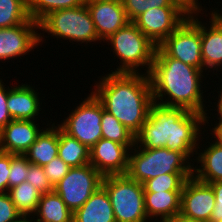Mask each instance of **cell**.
<instances>
[{"label": "cell", "mask_w": 222, "mask_h": 222, "mask_svg": "<svg viewBox=\"0 0 222 222\" xmlns=\"http://www.w3.org/2000/svg\"><path fill=\"white\" fill-rule=\"evenodd\" d=\"M182 7H184L190 14L192 13H201L202 6L198 3V0H174Z\"/></svg>", "instance_id": "obj_38"}, {"label": "cell", "mask_w": 222, "mask_h": 222, "mask_svg": "<svg viewBox=\"0 0 222 222\" xmlns=\"http://www.w3.org/2000/svg\"><path fill=\"white\" fill-rule=\"evenodd\" d=\"M133 148L129 151L126 174L141 184L164 174L193 173L194 165L180 152L167 148H140L136 143Z\"/></svg>", "instance_id": "obj_4"}, {"label": "cell", "mask_w": 222, "mask_h": 222, "mask_svg": "<svg viewBox=\"0 0 222 222\" xmlns=\"http://www.w3.org/2000/svg\"><path fill=\"white\" fill-rule=\"evenodd\" d=\"M163 222H193V221H188V220H184V219H181V218H176V219L166 220V221H163Z\"/></svg>", "instance_id": "obj_42"}, {"label": "cell", "mask_w": 222, "mask_h": 222, "mask_svg": "<svg viewBox=\"0 0 222 222\" xmlns=\"http://www.w3.org/2000/svg\"><path fill=\"white\" fill-rule=\"evenodd\" d=\"M35 222H72L73 212L66 206L61 197L55 192L41 194Z\"/></svg>", "instance_id": "obj_23"}, {"label": "cell", "mask_w": 222, "mask_h": 222, "mask_svg": "<svg viewBox=\"0 0 222 222\" xmlns=\"http://www.w3.org/2000/svg\"><path fill=\"white\" fill-rule=\"evenodd\" d=\"M58 143L59 126L53 123L51 127L44 128L24 155L31 164L43 167L58 156Z\"/></svg>", "instance_id": "obj_21"}, {"label": "cell", "mask_w": 222, "mask_h": 222, "mask_svg": "<svg viewBox=\"0 0 222 222\" xmlns=\"http://www.w3.org/2000/svg\"><path fill=\"white\" fill-rule=\"evenodd\" d=\"M193 176V173H169L147 180L144 192H167L182 191L186 180Z\"/></svg>", "instance_id": "obj_29"}, {"label": "cell", "mask_w": 222, "mask_h": 222, "mask_svg": "<svg viewBox=\"0 0 222 222\" xmlns=\"http://www.w3.org/2000/svg\"><path fill=\"white\" fill-rule=\"evenodd\" d=\"M213 11H214V12H213ZM213 11H211V12H212L211 14H215V15H220V16H222V14L219 13L220 10H216V11H215V9H214ZM221 13H222V11H221Z\"/></svg>", "instance_id": "obj_43"}, {"label": "cell", "mask_w": 222, "mask_h": 222, "mask_svg": "<svg viewBox=\"0 0 222 222\" xmlns=\"http://www.w3.org/2000/svg\"><path fill=\"white\" fill-rule=\"evenodd\" d=\"M203 72L194 66L169 57L157 46L152 69L148 74L154 102L201 113L205 116V125L208 124L210 117L206 116L208 113L204 110V92L201 90Z\"/></svg>", "instance_id": "obj_3"}, {"label": "cell", "mask_w": 222, "mask_h": 222, "mask_svg": "<svg viewBox=\"0 0 222 222\" xmlns=\"http://www.w3.org/2000/svg\"><path fill=\"white\" fill-rule=\"evenodd\" d=\"M221 88H222V86H221ZM220 92V94L218 95V103L216 104L217 106V110L216 111H218V115L220 116V117H218V120H219V123H216V124H222V89H221V91H218V93Z\"/></svg>", "instance_id": "obj_40"}, {"label": "cell", "mask_w": 222, "mask_h": 222, "mask_svg": "<svg viewBox=\"0 0 222 222\" xmlns=\"http://www.w3.org/2000/svg\"><path fill=\"white\" fill-rule=\"evenodd\" d=\"M85 3L100 40L105 41L130 22L122 1H85Z\"/></svg>", "instance_id": "obj_15"}, {"label": "cell", "mask_w": 222, "mask_h": 222, "mask_svg": "<svg viewBox=\"0 0 222 222\" xmlns=\"http://www.w3.org/2000/svg\"><path fill=\"white\" fill-rule=\"evenodd\" d=\"M11 222H35V220L33 218L30 219V215H21Z\"/></svg>", "instance_id": "obj_41"}, {"label": "cell", "mask_w": 222, "mask_h": 222, "mask_svg": "<svg viewBox=\"0 0 222 222\" xmlns=\"http://www.w3.org/2000/svg\"><path fill=\"white\" fill-rule=\"evenodd\" d=\"M39 23L31 18L23 24L0 29V60H9L27 55L42 42V36L37 33Z\"/></svg>", "instance_id": "obj_13"}, {"label": "cell", "mask_w": 222, "mask_h": 222, "mask_svg": "<svg viewBox=\"0 0 222 222\" xmlns=\"http://www.w3.org/2000/svg\"><path fill=\"white\" fill-rule=\"evenodd\" d=\"M39 29L57 39L63 38L81 44L100 41L86 3L50 12L39 22Z\"/></svg>", "instance_id": "obj_7"}, {"label": "cell", "mask_w": 222, "mask_h": 222, "mask_svg": "<svg viewBox=\"0 0 222 222\" xmlns=\"http://www.w3.org/2000/svg\"><path fill=\"white\" fill-rule=\"evenodd\" d=\"M3 83L2 79H0V131L13 120L7 108L9 86L8 88L5 87Z\"/></svg>", "instance_id": "obj_36"}, {"label": "cell", "mask_w": 222, "mask_h": 222, "mask_svg": "<svg viewBox=\"0 0 222 222\" xmlns=\"http://www.w3.org/2000/svg\"><path fill=\"white\" fill-rule=\"evenodd\" d=\"M102 186L109 195L116 222H148L143 184L124 174L104 176Z\"/></svg>", "instance_id": "obj_6"}, {"label": "cell", "mask_w": 222, "mask_h": 222, "mask_svg": "<svg viewBox=\"0 0 222 222\" xmlns=\"http://www.w3.org/2000/svg\"><path fill=\"white\" fill-rule=\"evenodd\" d=\"M102 138L125 145L129 150L135 146V135L121 124L102 104Z\"/></svg>", "instance_id": "obj_26"}, {"label": "cell", "mask_w": 222, "mask_h": 222, "mask_svg": "<svg viewBox=\"0 0 222 222\" xmlns=\"http://www.w3.org/2000/svg\"><path fill=\"white\" fill-rule=\"evenodd\" d=\"M26 182L31 183L41 194L54 191V187L49 182L43 167L34 165L29 162V174Z\"/></svg>", "instance_id": "obj_32"}, {"label": "cell", "mask_w": 222, "mask_h": 222, "mask_svg": "<svg viewBox=\"0 0 222 222\" xmlns=\"http://www.w3.org/2000/svg\"><path fill=\"white\" fill-rule=\"evenodd\" d=\"M21 216L8 192L0 194V222H11Z\"/></svg>", "instance_id": "obj_34"}, {"label": "cell", "mask_w": 222, "mask_h": 222, "mask_svg": "<svg viewBox=\"0 0 222 222\" xmlns=\"http://www.w3.org/2000/svg\"><path fill=\"white\" fill-rule=\"evenodd\" d=\"M8 194L21 215L33 216L40 201L41 193L31 183L25 181L10 188Z\"/></svg>", "instance_id": "obj_25"}, {"label": "cell", "mask_w": 222, "mask_h": 222, "mask_svg": "<svg viewBox=\"0 0 222 222\" xmlns=\"http://www.w3.org/2000/svg\"><path fill=\"white\" fill-rule=\"evenodd\" d=\"M105 41L110 42L113 54L121 60V65L113 73H140L139 66L147 68L144 74L150 73L157 46L133 22L117 30Z\"/></svg>", "instance_id": "obj_5"}, {"label": "cell", "mask_w": 222, "mask_h": 222, "mask_svg": "<svg viewBox=\"0 0 222 222\" xmlns=\"http://www.w3.org/2000/svg\"><path fill=\"white\" fill-rule=\"evenodd\" d=\"M192 13L159 47L169 56L204 70L201 53V21Z\"/></svg>", "instance_id": "obj_9"}, {"label": "cell", "mask_w": 222, "mask_h": 222, "mask_svg": "<svg viewBox=\"0 0 222 222\" xmlns=\"http://www.w3.org/2000/svg\"><path fill=\"white\" fill-rule=\"evenodd\" d=\"M103 177L90 163L70 168L64 178L54 187V191L74 212L102 186Z\"/></svg>", "instance_id": "obj_10"}, {"label": "cell", "mask_w": 222, "mask_h": 222, "mask_svg": "<svg viewBox=\"0 0 222 222\" xmlns=\"http://www.w3.org/2000/svg\"><path fill=\"white\" fill-rule=\"evenodd\" d=\"M85 1H122V0H85Z\"/></svg>", "instance_id": "obj_44"}, {"label": "cell", "mask_w": 222, "mask_h": 222, "mask_svg": "<svg viewBox=\"0 0 222 222\" xmlns=\"http://www.w3.org/2000/svg\"><path fill=\"white\" fill-rule=\"evenodd\" d=\"M29 19L27 0H0V29L23 24Z\"/></svg>", "instance_id": "obj_27"}, {"label": "cell", "mask_w": 222, "mask_h": 222, "mask_svg": "<svg viewBox=\"0 0 222 222\" xmlns=\"http://www.w3.org/2000/svg\"><path fill=\"white\" fill-rule=\"evenodd\" d=\"M58 156L70 167H81L90 162V149L59 127Z\"/></svg>", "instance_id": "obj_24"}, {"label": "cell", "mask_w": 222, "mask_h": 222, "mask_svg": "<svg viewBox=\"0 0 222 222\" xmlns=\"http://www.w3.org/2000/svg\"><path fill=\"white\" fill-rule=\"evenodd\" d=\"M215 206V195L210 184L188 178L181 192L178 218L193 222H210Z\"/></svg>", "instance_id": "obj_12"}, {"label": "cell", "mask_w": 222, "mask_h": 222, "mask_svg": "<svg viewBox=\"0 0 222 222\" xmlns=\"http://www.w3.org/2000/svg\"><path fill=\"white\" fill-rule=\"evenodd\" d=\"M209 142V146L205 147L197 156V163L201 166L193 167V176L204 183H212L222 181V145L215 140Z\"/></svg>", "instance_id": "obj_22"}, {"label": "cell", "mask_w": 222, "mask_h": 222, "mask_svg": "<svg viewBox=\"0 0 222 222\" xmlns=\"http://www.w3.org/2000/svg\"><path fill=\"white\" fill-rule=\"evenodd\" d=\"M202 125H205V116L201 113L153 102L135 143L140 148L177 151L189 160L194 152L198 155Z\"/></svg>", "instance_id": "obj_1"}, {"label": "cell", "mask_w": 222, "mask_h": 222, "mask_svg": "<svg viewBox=\"0 0 222 222\" xmlns=\"http://www.w3.org/2000/svg\"><path fill=\"white\" fill-rule=\"evenodd\" d=\"M210 15V28L201 22V53L205 71L222 67V16Z\"/></svg>", "instance_id": "obj_18"}, {"label": "cell", "mask_w": 222, "mask_h": 222, "mask_svg": "<svg viewBox=\"0 0 222 222\" xmlns=\"http://www.w3.org/2000/svg\"><path fill=\"white\" fill-rule=\"evenodd\" d=\"M216 125V126H215ZM212 128V135L216 138L215 141L222 145V124H215Z\"/></svg>", "instance_id": "obj_39"}, {"label": "cell", "mask_w": 222, "mask_h": 222, "mask_svg": "<svg viewBox=\"0 0 222 222\" xmlns=\"http://www.w3.org/2000/svg\"><path fill=\"white\" fill-rule=\"evenodd\" d=\"M72 222H116L109 195L103 186L73 212Z\"/></svg>", "instance_id": "obj_19"}, {"label": "cell", "mask_w": 222, "mask_h": 222, "mask_svg": "<svg viewBox=\"0 0 222 222\" xmlns=\"http://www.w3.org/2000/svg\"><path fill=\"white\" fill-rule=\"evenodd\" d=\"M11 154L0 150V194L9 190Z\"/></svg>", "instance_id": "obj_35"}, {"label": "cell", "mask_w": 222, "mask_h": 222, "mask_svg": "<svg viewBox=\"0 0 222 222\" xmlns=\"http://www.w3.org/2000/svg\"><path fill=\"white\" fill-rule=\"evenodd\" d=\"M102 103L93 92L61 124L69 136L91 149L102 138Z\"/></svg>", "instance_id": "obj_8"}, {"label": "cell", "mask_w": 222, "mask_h": 222, "mask_svg": "<svg viewBox=\"0 0 222 222\" xmlns=\"http://www.w3.org/2000/svg\"><path fill=\"white\" fill-rule=\"evenodd\" d=\"M215 195V206L210 221H222V181L209 183Z\"/></svg>", "instance_id": "obj_37"}, {"label": "cell", "mask_w": 222, "mask_h": 222, "mask_svg": "<svg viewBox=\"0 0 222 222\" xmlns=\"http://www.w3.org/2000/svg\"><path fill=\"white\" fill-rule=\"evenodd\" d=\"M189 15L184 7H156L139 15L133 23L149 40L159 46Z\"/></svg>", "instance_id": "obj_11"}, {"label": "cell", "mask_w": 222, "mask_h": 222, "mask_svg": "<svg viewBox=\"0 0 222 222\" xmlns=\"http://www.w3.org/2000/svg\"><path fill=\"white\" fill-rule=\"evenodd\" d=\"M129 149L118 142L101 138L90 149V164L103 176L124 175L128 171Z\"/></svg>", "instance_id": "obj_14"}, {"label": "cell", "mask_w": 222, "mask_h": 222, "mask_svg": "<svg viewBox=\"0 0 222 222\" xmlns=\"http://www.w3.org/2000/svg\"><path fill=\"white\" fill-rule=\"evenodd\" d=\"M124 10L130 22L145 11L160 7H182L174 0H122Z\"/></svg>", "instance_id": "obj_30"}, {"label": "cell", "mask_w": 222, "mask_h": 222, "mask_svg": "<svg viewBox=\"0 0 222 222\" xmlns=\"http://www.w3.org/2000/svg\"><path fill=\"white\" fill-rule=\"evenodd\" d=\"M28 12L32 20L40 22L50 12L81 6L85 0H27Z\"/></svg>", "instance_id": "obj_28"}, {"label": "cell", "mask_w": 222, "mask_h": 222, "mask_svg": "<svg viewBox=\"0 0 222 222\" xmlns=\"http://www.w3.org/2000/svg\"><path fill=\"white\" fill-rule=\"evenodd\" d=\"M32 120H11L0 131V150L24 155L43 131Z\"/></svg>", "instance_id": "obj_16"}, {"label": "cell", "mask_w": 222, "mask_h": 222, "mask_svg": "<svg viewBox=\"0 0 222 222\" xmlns=\"http://www.w3.org/2000/svg\"><path fill=\"white\" fill-rule=\"evenodd\" d=\"M34 87L21 84L11 86L7 97V108L13 120H36L40 109V98Z\"/></svg>", "instance_id": "obj_17"}, {"label": "cell", "mask_w": 222, "mask_h": 222, "mask_svg": "<svg viewBox=\"0 0 222 222\" xmlns=\"http://www.w3.org/2000/svg\"><path fill=\"white\" fill-rule=\"evenodd\" d=\"M29 174V161L25 155L11 154L9 189L26 181Z\"/></svg>", "instance_id": "obj_31"}, {"label": "cell", "mask_w": 222, "mask_h": 222, "mask_svg": "<svg viewBox=\"0 0 222 222\" xmlns=\"http://www.w3.org/2000/svg\"><path fill=\"white\" fill-rule=\"evenodd\" d=\"M94 86V95L135 136L147 120L154 102L149 75L109 73Z\"/></svg>", "instance_id": "obj_2"}, {"label": "cell", "mask_w": 222, "mask_h": 222, "mask_svg": "<svg viewBox=\"0 0 222 222\" xmlns=\"http://www.w3.org/2000/svg\"><path fill=\"white\" fill-rule=\"evenodd\" d=\"M182 191L167 192H144V202L147 218L149 221L157 217L163 222L176 219L180 214V202ZM151 219V220H150Z\"/></svg>", "instance_id": "obj_20"}, {"label": "cell", "mask_w": 222, "mask_h": 222, "mask_svg": "<svg viewBox=\"0 0 222 222\" xmlns=\"http://www.w3.org/2000/svg\"><path fill=\"white\" fill-rule=\"evenodd\" d=\"M43 169L49 182L53 187H55L69 172L70 167L59 156H57L51 162L44 165Z\"/></svg>", "instance_id": "obj_33"}]
</instances>
